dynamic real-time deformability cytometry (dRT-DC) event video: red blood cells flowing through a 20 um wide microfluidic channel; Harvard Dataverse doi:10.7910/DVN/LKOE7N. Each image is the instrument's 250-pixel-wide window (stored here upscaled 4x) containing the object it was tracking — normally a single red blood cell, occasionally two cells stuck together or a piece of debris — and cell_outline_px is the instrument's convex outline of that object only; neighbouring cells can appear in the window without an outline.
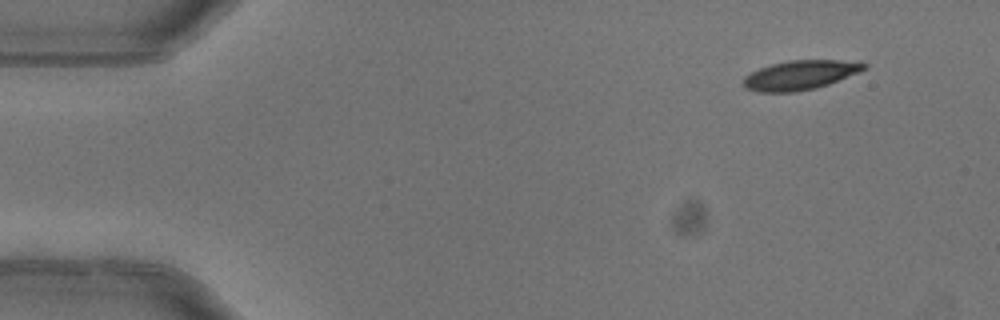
{"species": "common noctule bat (a hibernating species)", "species_latin": "Nyctalus noctula", "temperature_condition": "warm", "stored_images_in_passage": 5, "camera_frame_rate_fps": 3000, "um_per_image_px": 0.085, "animal": {"sex": "female"}, "frame": {"image": 1, "passage_image": 1, "time_ms": 0.0, "image_size_px": [1000, 320], "cell_outline_px": [[868, 68], [828, 84], [816, 88], [792, 92], [760, 92], [744, 88], [744, 76], [760, 68], [772, 64], [788, 60], [860, 60], [868, 64]], "centroid_in_image_um": [68.06, 6.36], "position_along_channel_um": 16.9, "area_um2": 20.69}}
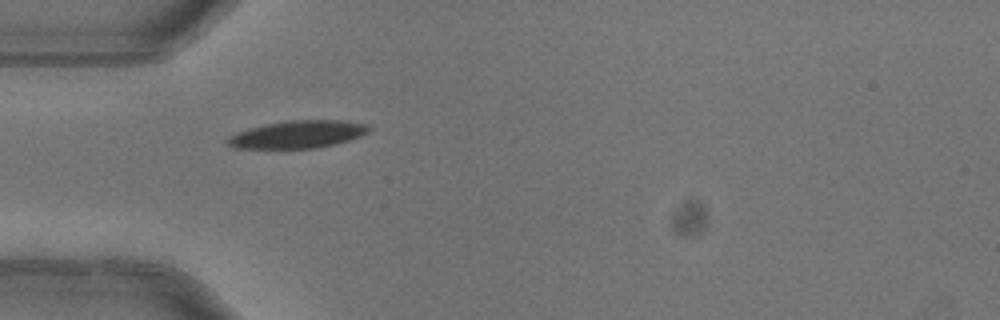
{"frame": {"image": 2, "passage_image": 4, "time_ms": 1.0, "image_size_px": [1000, 320], "cell_outline_px": [[372, 128], [368, 132], [360, 136], [336, 144], [320, 148], [236, 148], [228, 144], [224, 140], [228, 136], [236, 132], [248, 128], [288, 120], [340, 120], [368, 124]], "centroid_in_image_um": [25.31, 11.42], "position_along_channel_um": 59.7, "area_um2": 22.77}}